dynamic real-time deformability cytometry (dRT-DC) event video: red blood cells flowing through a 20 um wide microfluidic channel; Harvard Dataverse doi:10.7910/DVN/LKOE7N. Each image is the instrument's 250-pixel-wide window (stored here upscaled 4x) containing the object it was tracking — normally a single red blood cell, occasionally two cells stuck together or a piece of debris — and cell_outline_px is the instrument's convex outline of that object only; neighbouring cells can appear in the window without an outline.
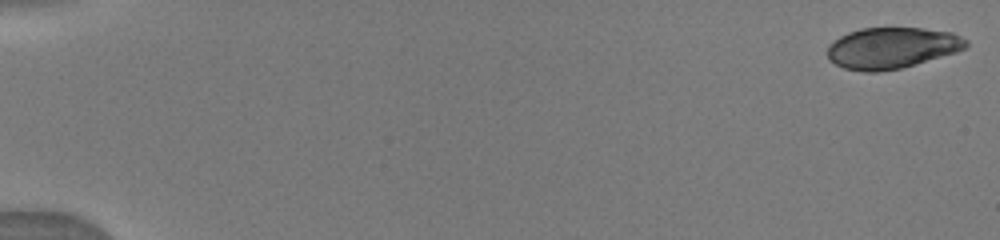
{"species": "human", "species_latin": "Homo sapiens", "temperature_condition": "warm", "stored_images_in_passage": 33, "camera_frame_rate_fps": 3000, "um_per_image_px": 0.085, "donor": {"sex": "male"}, "frame": {"image": 1, "passage_image": 1, "time_ms": 0.0, "image_size_px": [1000, 240], "cell_outline_px": [[968, 44], [964, 48], [956, 52], [900, 68], [876, 72], [864, 72], [844, 68], [828, 60], [828, 44], [840, 36], [848, 32], [860, 28], [924, 28], [952, 32], [968, 40]], "centroid_in_image_um": [75.78, 4.06], "position_along_channel_um": 9.2, "area_um2": 33.18}}
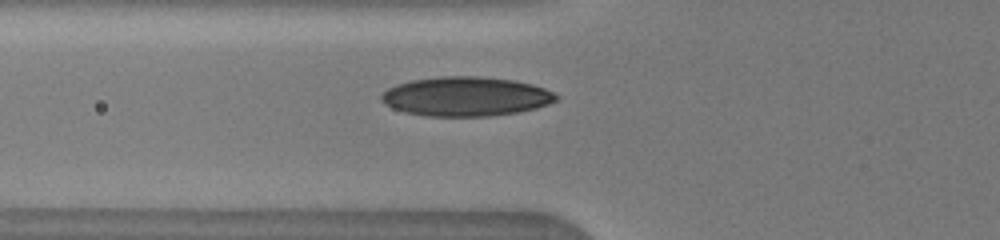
{"frame": {"image": 2, "passage_image": 15, "time_ms": 6.333, "image_size_px": [1000, 240], "cell_outline_px": [[560, 96], [556, 100], [548, 104], [536, 108], [520, 112], [488, 116], [424, 116], [404, 112], [392, 108], [384, 104], [380, 100], [380, 96], [388, 88], [396, 84], [412, 80], [440, 76], [480, 76], [512, 80], [532, 84], [544, 88]], "centroid_in_image_um": [39.57, 8.2], "position_along_channel_um": 86.2, "area_um2": 40.23}}
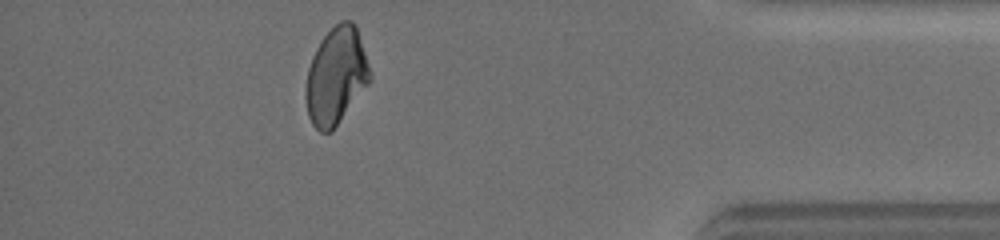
{"frame": {"image": 3, "passage_image": 30, "time_ms": 15.0, "image_size_px": [1000, 240], "cell_outline_px": [[372, 76], [368, 84], [332, 132], [320, 132], [312, 124], [308, 116], [304, 96], [304, 92], [308, 68], [312, 56], [316, 48], [324, 36], [340, 20], [352, 20], [356, 28]], "centroid_in_image_um": [28.53, 6.49], "position_along_channel_um": 406.7, "area_um2": 36.07}}